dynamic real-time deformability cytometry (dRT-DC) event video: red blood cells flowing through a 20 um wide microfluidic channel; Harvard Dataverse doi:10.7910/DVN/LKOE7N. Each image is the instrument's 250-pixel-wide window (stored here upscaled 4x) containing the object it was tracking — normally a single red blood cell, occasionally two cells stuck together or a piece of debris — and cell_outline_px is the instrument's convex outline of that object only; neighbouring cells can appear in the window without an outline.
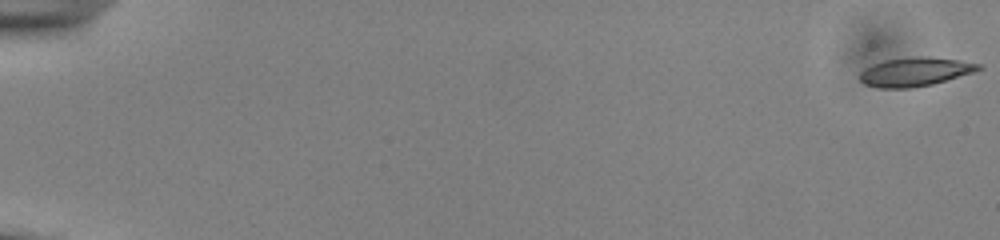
{"species": "common noctule bat (a hibernating species)", "species_latin": "Nyctalus noctula", "temperature_condition": "cold", "stored_images_in_passage": 55, "camera_frame_rate_fps": 3000, "um_per_image_px": 0.085, "animal": {"sex": "male", "body_mass_g": 13.0, "forearm_length_mm": 53.1}, "frame": {"image": 1, "passage_image": 1, "time_ms": 0.0, "image_size_px": [1000, 240], "cell_outline_px": [[984, 68], [972, 72], [932, 84], [912, 88], [880, 88], [864, 84], [860, 80], [860, 72], [864, 68], [872, 64], [884, 60], [912, 56], [928, 56], [960, 60], [984, 64]], "centroid_in_image_um": [77.78, 6.09], "position_along_channel_um": 7.2, "area_um2": 20.11}}
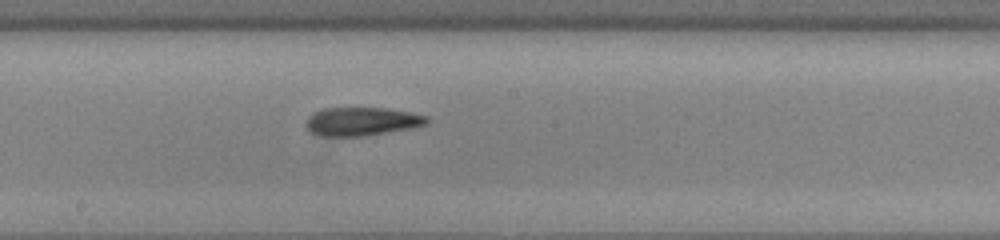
{"frame": {"image": 2, "passage_image": 32, "time_ms": 10.333, "image_size_px": [1000, 240], "cell_outline_px": [[428, 124], [408, 128], [364, 136], [320, 136], [312, 132], [308, 128], [308, 116], [312, 112], [324, 108], [388, 108], [428, 116]], "centroid_in_image_um": [30.75, 10.31], "position_along_channel_um": 217.5, "area_um2": 19.77}}
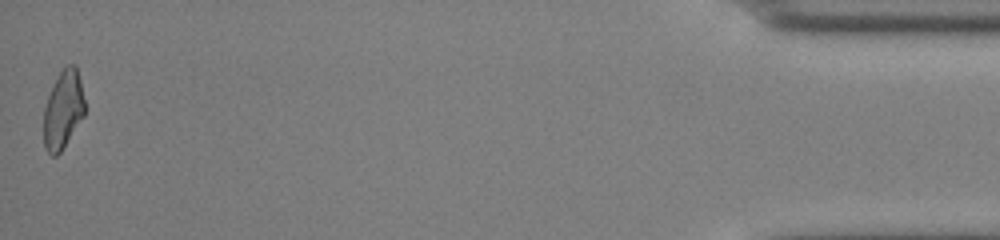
{"frame": {"image": 3, "passage_image": 55, "time_ms": 18.0, "image_size_px": [1000, 240], "cell_outline_px": [[84, 116], [60, 152], [56, 156], [52, 156], [44, 148], [44, 108], [48, 96], [64, 64], [76, 64], [80, 80], [84, 100]], "centroid_in_image_um": [5.37, 9.31], "position_along_channel_um": 429.8, "area_um2": 18.55}, "authors_computed_cell_mechanics": {"area_um2": 19.7676, "velocity_mm_per_s": 3.8613, "shape_relaxation_time_tau1_ms": null, "shape_relaxation_time_tau2_ms": 8.5047, "deformation_change_tau1": null, "deformation_change_tau2": 0.206}}